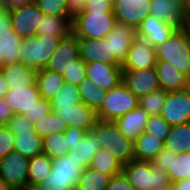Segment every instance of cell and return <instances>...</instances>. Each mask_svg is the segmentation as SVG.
Instances as JSON below:
<instances>
[{"mask_svg": "<svg viewBox=\"0 0 190 190\" xmlns=\"http://www.w3.org/2000/svg\"><path fill=\"white\" fill-rule=\"evenodd\" d=\"M84 170L72 156L53 159L51 173L34 188L37 190H76L81 172Z\"/></svg>", "mask_w": 190, "mask_h": 190, "instance_id": "3957f363", "label": "cell"}, {"mask_svg": "<svg viewBox=\"0 0 190 190\" xmlns=\"http://www.w3.org/2000/svg\"><path fill=\"white\" fill-rule=\"evenodd\" d=\"M79 57L85 63L102 62L106 64L120 65L110 55L109 42L106 39L78 38Z\"/></svg>", "mask_w": 190, "mask_h": 190, "instance_id": "44dd1931", "label": "cell"}, {"mask_svg": "<svg viewBox=\"0 0 190 190\" xmlns=\"http://www.w3.org/2000/svg\"><path fill=\"white\" fill-rule=\"evenodd\" d=\"M166 97L167 91L159 87L139 98L138 106L144 109L149 116L160 115Z\"/></svg>", "mask_w": 190, "mask_h": 190, "instance_id": "f35d334b", "label": "cell"}, {"mask_svg": "<svg viewBox=\"0 0 190 190\" xmlns=\"http://www.w3.org/2000/svg\"><path fill=\"white\" fill-rule=\"evenodd\" d=\"M164 147V142L150 133L143 132L134 140L136 160L151 162Z\"/></svg>", "mask_w": 190, "mask_h": 190, "instance_id": "83f0119b", "label": "cell"}, {"mask_svg": "<svg viewBox=\"0 0 190 190\" xmlns=\"http://www.w3.org/2000/svg\"><path fill=\"white\" fill-rule=\"evenodd\" d=\"M49 102L51 107H67L82 102L78 86L65 82L61 90Z\"/></svg>", "mask_w": 190, "mask_h": 190, "instance_id": "ab89813d", "label": "cell"}, {"mask_svg": "<svg viewBox=\"0 0 190 190\" xmlns=\"http://www.w3.org/2000/svg\"><path fill=\"white\" fill-rule=\"evenodd\" d=\"M65 82L79 85L86 78V63L79 58L76 65L72 66L63 74Z\"/></svg>", "mask_w": 190, "mask_h": 190, "instance_id": "7bdbcfd3", "label": "cell"}, {"mask_svg": "<svg viewBox=\"0 0 190 190\" xmlns=\"http://www.w3.org/2000/svg\"><path fill=\"white\" fill-rule=\"evenodd\" d=\"M98 141L99 139L96 134L92 130L88 131L79 142H76L73 147L70 148L67 155L72 156L86 169L90 167L92 158L101 149Z\"/></svg>", "mask_w": 190, "mask_h": 190, "instance_id": "484cf974", "label": "cell"}, {"mask_svg": "<svg viewBox=\"0 0 190 190\" xmlns=\"http://www.w3.org/2000/svg\"><path fill=\"white\" fill-rule=\"evenodd\" d=\"M90 168L109 176H115L122 172L123 165L110 152L100 149L92 158Z\"/></svg>", "mask_w": 190, "mask_h": 190, "instance_id": "e575fe53", "label": "cell"}, {"mask_svg": "<svg viewBox=\"0 0 190 190\" xmlns=\"http://www.w3.org/2000/svg\"><path fill=\"white\" fill-rule=\"evenodd\" d=\"M92 131L98 137L101 149L110 152L122 165L135 159L134 141L126 137L114 121L98 120Z\"/></svg>", "mask_w": 190, "mask_h": 190, "instance_id": "7a4b0ae2", "label": "cell"}, {"mask_svg": "<svg viewBox=\"0 0 190 190\" xmlns=\"http://www.w3.org/2000/svg\"><path fill=\"white\" fill-rule=\"evenodd\" d=\"M157 61H166L190 78V28H178L173 35L155 47Z\"/></svg>", "mask_w": 190, "mask_h": 190, "instance_id": "6da1fadb", "label": "cell"}, {"mask_svg": "<svg viewBox=\"0 0 190 190\" xmlns=\"http://www.w3.org/2000/svg\"><path fill=\"white\" fill-rule=\"evenodd\" d=\"M29 158L13 151L0 159V178L14 190L27 187Z\"/></svg>", "mask_w": 190, "mask_h": 190, "instance_id": "9c48e42d", "label": "cell"}, {"mask_svg": "<svg viewBox=\"0 0 190 190\" xmlns=\"http://www.w3.org/2000/svg\"><path fill=\"white\" fill-rule=\"evenodd\" d=\"M122 83L138 99L160 87L156 68L122 70Z\"/></svg>", "mask_w": 190, "mask_h": 190, "instance_id": "9a60e30c", "label": "cell"}, {"mask_svg": "<svg viewBox=\"0 0 190 190\" xmlns=\"http://www.w3.org/2000/svg\"><path fill=\"white\" fill-rule=\"evenodd\" d=\"M40 99L41 94L37 84L14 88V90H10L5 96V100L14 115H23L25 112H29Z\"/></svg>", "mask_w": 190, "mask_h": 190, "instance_id": "7402d4cb", "label": "cell"}, {"mask_svg": "<svg viewBox=\"0 0 190 190\" xmlns=\"http://www.w3.org/2000/svg\"><path fill=\"white\" fill-rule=\"evenodd\" d=\"M22 40L17 33H0V67L20 62L19 50Z\"/></svg>", "mask_w": 190, "mask_h": 190, "instance_id": "f546056e", "label": "cell"}, {"mask_svg": "<svg viewBox=\"0 0 190 190\" xmlns=\"http://www.w3.org/2000/svg\"><path fill=\"white\" fill-rule=\"evenodd\" d=\"M10 91V85L7 80L4 78L2 69L0 67V97H5Z\"/></svg>", "mask_w": 190, "mask_h": 190, "instance_id": "11a10c76", "label": "cell"}, {"mask_svg": "<svg viewBox=\"0 0 190 190\" xmlns=\"http://www.w3.org/2000/svg\"><path fill=\"white\" fill-rule=\"evenodd\" d=\"M33 126L35 132L42 139L51 134L64 133L69 128L54 111L41 117Z\"/></svg>", "mask_w": 190, "mask_h": 190, "instance_id": "8d00e7d4", "label": "cell"}, {"mask_svg": "<svg viewBox=\"0 0 190 190\" xmlns=\"http://www.w3.org/2000/svg\"><path fill=\"white\" fill-rule=\"evenodd\" d=\"M167 173L171 183L190 178V151L176 155L170 150Z\"/></svg>", "mask_w": 190, "mask_h": 190, "instance_id": "836d02e7", "label": "cell"}, {"mask_svg": "<svg viewBox=\"0 0 190 190\" xmlns=\"http://www.w3.org/2000/svg\"><path fill=\"white\" fill-rule=\"evenodd\" d=\"M164 146L174 154L190 151V122L172 126Z\"/></svg>", "mask_w": 190, "mask_h": 190, "instance_id": "1f68e13d", "label": "cell"}, {"mask_svg": "<svg viewBox=\"0 0 190 190\" xmlns=\"http://www.w3.org/2000/svg\"><path fill=\"white\" fill-rule=\"evenodd\" d=\"M115 23L113 11H82L73 17L72 28L77 38L104 39Z\"/></svg>", "mask_w": 190, "mask_h": 190, "instance_id": "8992f818", "label": "cell"}, {"mask_svg": "<svg viewBox=\"0 0 190 190\" xmlns=\"http://www.w3.org/2000/svg\"><path fill=\"white\" fill-rule=\"evenodd\" d=\"M139 99L121 82L107 91L103 106L97 112L99 120L115 121L138 107Z\"/></svg>", "mask_w": 190, "mask_h": 190, "instance_id": "ba28073f", "label": "cell"}, {"mask_svg": "<svg viewBox=\"0 0 190 190\" xmlns=\"http://www.w3.org/2000/svg\"><path fill=\"white\" fill-rule=\"evenodd\" d=\"M157 56L155 48L145 40L136 38L130 45L122 70H141L155 68Z\"/></svg>", "mask_w": 190, "mask_h": 190, "instance_id": "d6986e66", "label": "cell"}, {"mask_svg": "<svg viewBox=\"0 0 190 190\" xmlns=\"http://www.w3.org/2000/svg\"><path fill=\"white\" fill-rule=\"evenodd\" d=\"M74 16L44 15L41 18L37 35H50L58 38L68 37L72 32V20Z\"/></svg>", "mask_w": 190, "mask_h": 190, "instance_id": "4316f807", "label": "cell"}, {"mask_svg": "<svg viewBox=\"0 0 190 190\" xmlns=\"http://www.w3.org/2000/svg\"><path fill=\"white\" fill-rule=\"evenodd\" d=\"M50 112H52L50 102L41 98L29 112H25L23 115L34 125L41 117L43 118Z\"/></svg>", "mask_w": 190, "mask_h": 190, "instance_id": "ee69618b", "label": "cell"}, {"mask_svg": "<svg viewBox=\"0 0 190 190\" xmlns=\"http://www.w3.org/2000/svg\"><path fill=\"white\" fill-rule=\"evenodd\" d=\"M137 38V30L134 27L116 22L108 36L110 55L122 66L126 60L128 50Z\"/></svg>", "mask_w": 190, "mask_h": 190, "instance_id": "e0dca14e", "label": "cell"}, {"mask_svg": "<svg viewBox=\"0 0 190 190\" xmlns=\"http://www.w3.org/2000/svg\"><path fill=\"white\" fill-rule=\"evenodd\" d=\"M160 115L171 127L189 123L190 87L167 92Z\"/></svg>", "mask_w": 190, "mask_h": 190, "instance_id": "8fae6325", "label": "cell"}, {"mask_svg": "<svg viewBox=\"0 0 190 190\" xmlns=\"http://www.w3.org/2000/svg\"><path fill=\"white\" fill-rule=\"evenodd\" d=\"M9 11L14 33H17L21 39L37 35L38 27H40L41 18L44 14L35 2L15 7Z\"/></svg>", "mask_w": 190, "mask_h": 190, "instance_id": "7c38bea8", "label": "cell"}, {"mask_svg": "<svg viewBox=\"0 0 190 190\" xmlns=\"http://www.w3.org/2000/svg\"><path fill=\"white\" fill-rule=\"evenodd\" d=\"M14 116L13 111L5 100V97H0V126L6 123Z\"/></svg>", "mask_w": 190, "mask_h": 190, "instance_id": "f907efd6", "label": "cell"}, {"mask_svg": "<svg viewBox=\"0 0 190 190\" xmlns=\"http://www.w3.org/2000/svg\"><path fill=\"white\" fill-rule=\"evenodd\" d=\"M170 161V150L165 146L158 153V155L151 161L152 165L155 166L158 170L168 172Z\"/></svg>", "mask_w": 190, "mask_h": 190, "instance_id": "c3c4849f", "label": "cell"}, {"mask_svg": "<svg viewBox=\"0 0 190 190\" xmlns=\"http://www.w3.org/2000/svg\"><path fill=\"white\" fill-rule=\"evenodd\" d=\"M156 71L160 87L165 91H176L190 87V78L166 61H157Z\"/></svg>", "mask_w": 190, "mask_h": 190, "instance_id": "603a6c76", "label": "cell"}, {"mask_svg": "<svg viewBox=\"0 0 190 190\" xmlns=\"http://www.w3.org/2000/svg\"><path fill=\"white\" fill-rule=\"evenodd\" d=\"M111 178L112 176L88 167L81 172L76 190H107Z\"/></svg>", "mask_w": 190, "mask_h": 190, "instance_id": "d590c367", "label": "cell"}, {"mask_svg": "<svg viewBox=\"0 0 190 190\" xmlns=\"http://www.w3.org/2000/svg\"><path fill=\"white\" fill-rule=\"evenodd\" d=\"M177 29V26L148 15L137 29V38L145 40L155 48L168 40Z\"/></svg>", "mask_w": 190, "mask_h": 190, "instance_id": "ac0fdd59", "label": "cell"}, {"mask_svg": "<svg viewBox=\"0 0 190 190\" xmlns=\"http://www.w3.org/2000/svg\"><path fill=\"white\" fill-rule=\"evenodd\" d=\"M114 0H84L83 11H113Z\"/></svg>", "mask_w": 190, "mask_h": 190, "instance_id": "bcb514c9", "label": "cell"}, {"mask_svg": "<svg viewBox=\"0 0 190 190\" xmlns=\"http://www.w3.org/2000/svg\"><path fill=\"white\" fill-rule=\"evenodd\" d=\"M43 153L52 159L67 155L69 142L64 133L51 134L42 139Z\"/></svg>", "mask_w": 190, "mask_h": 190, "instance_id": "74e56055", "label": "cell"}, {"mask_svg": "<svg viewBox=\"0 0 190 190\" xmlns=\"http://www.w3.org/2000/svg\"><path fill=\"white\" fill-rule=\"evenodd\" d=\"M32 2H34V0H1L3 8L9 10L15 7L31 4Z\"/></svg>", "mask_w": 190, "mask_h": 190, "instance_id": "db71d44e", "label": "cell"}, {"mask_svg": "<svg viewBox=\"0 0 190 190\" xmlns=\"http://www.w3.org/2000/svg\"><path fill=\"white\" fill-rule=\"evenodd\" d=\"M38 90L41 98L50 101L65 84L63 74L43 68L37 71Z\"/></svg>", "mask_w": 190, "mask_h": 190, "instance_id": "f1b7e54d", "label": "cell"}, {"mask_svg": "<svg viewBox=\"0 0 190 190\" xmlns=\"http://www.w3.org/2000/svg\"><path fill=\"white\" fill-rule=\"evenodd\" d=\"M44 15L73 16L67 5V0H34Z\"/></svg>", "mask_w": 190, "mask_h": 190, "instance_id": "60d3db41", "label": "cell"}, {"mask_svg": "<svg viewBox=\"0 0 190 190\" xmlns=\"http://www.w3.org/2000/svg\"><path fill=\"white\" fill-rule=\"evenodd\" d=\"M51 108L69 127H77L86 132L91 131L99 120L97 112L82 102L67 107Z\"/></svg>", "mask_w": 190, "mask_h": 190, "instance_id": "2e32d148", "label": "cell"}, {"mask_svg": "<svg viewBox=\"0 0 190 190\" xmlns=\"http://www.w3.org/2000/svg\"><path fill=\"white\" fill-rule=\"evenodd\" d=\"M61 39L50 35L23 39L19 50L20 62L36 71L47 68Z\"/></svg>", "mask_w": 190, "mask_h": 190, "instance_id": "5b68a950", "label": "cell"}, {"mask_svg": "<svg viewBox=\"0 0 190 190\" xmlns=\"http://www.w3.org/2000/svg\"><path fill=\"white\" fill-rule=\"evenodd\" d=\"M149 15L177 26L184 27L189 24V0H150Z\"/></svg>", "mask_w": 190, "mask_h": 190, "instance_id": "30bf717a", "label": "cell"}, {"mask_svg": "<svg viewBox=\"0 0 190 190\" xmlns=\"http://www.w3.org/2000/svg\"><path fill=\"white\" fill-rule=\"evenodd\" d=\"M150 0H114L113 14L116 22L134 27L136 30L149 15Z\"/></svg>", "mask_w": 190, "mask_h": 190, "instance_id": "5bb4252c", "label": "cell"}, {"mask_svg": "<svg viewBox=\"0 0 190 190\" xmlns=\"http://www.w3.org/2000/svg\"><path fill=\"white\" fill-rule=\"evenodd\" d=\"M53 159L41 153L29 160L27 186L35 187L41 180L51 173Z\"/></svg>", "mask_w": 190, "mask_h": 190, "instance_id": "d6a6232c", "label": "cell"}, {"mask_svg": "<svg viewBox=\"0 0 190 190\" xmlns=\"http://www.w3.org/2000/svg\"><path fill=\"white\" fill-rule=\"evenodd\" d=\"M86 77L101 89L108 91L122 82L121 65L102 62L86 63Z\"/></svg>", "mask_w": 190, "mask_h": 190, "instance_id": "ffe728a7", "label": "cell"}, {"mask_svg": "<svg viewBox=\"0 0 190 190\" xmlns=\"http://www.w3.org/2000/svg\"><path fill=\"white\" fill-rule=\"evenodd\" d=\"M148 118V113L138 106L134 110L117 118L114 122L126 137L134 141L145 131Z\"/></svg>", "mask_w": 190, "mask_h": 190, "instance_id": "cb8c5ba5", "label": "cell"}, {"mask_svg": "<svg viewBox=\"0 0 190 190\" xmlns=\"http://www.w3.org/2000/svg\"><path fill=\"white\" fill-rule=\"evenodd\" d=\"M174 190H190V178L171 183Z\"/></svg>", "mask_w": 190, "mask_h": 190, "instance_id": "9f6ffc18", "label": "cell"}, {"mask_svg": "<svg viewBox=\"0 0 190 190\" xmlns=\"http://www.w3.org/2000/svg\"><path fill=\"white\" fill-rule=\"evenodd\" d=\"M1 69L4 78L10 85V90L29 85H36L37 71L23 65L21 62L4 65Z\"/></svg>", "mask_w": 190, "mask_h": 190, "instance_id": "d4e9b609", "label": "cell"}, {"mask_svg": "<svg viewBox=\"0 0 190 190\" xmlns=\"http://www.w3.org/2000/svg\"><path fill=\"white\" fill-rule=\"evenodd\" d=\"M78 90L82 103L98 112L103 106L107 91L101 89L94 82L85 78L79 85Z\"/></svg>", "mask_w": 190, "mask_h": 190, "instance_id": "4dcf8cb0", "label": "cell"}, {"mask_svg": "<svg viewBox=\"0 0 190 190\" xmlns=\"http://www.w3.org/2000/svg\"><path fill=\"white\" fill-rule=\"evenodd\" d=\"M15 138L6 125L0 126V159L14 151Z\"/></svg>", "mask_w": 190, "mask_h": 190, "instance_id": "f6af8a7d", "label": "cell"}, {"mask_svg": "<svg viewBox=\"0 0 190 190\" xmlns=\"http://www.w3.org/2000/svg\"><path fill=\"white\" fill-rule=\"evenodd\" d=\"M3 4L0 3V12L3 10Z\"/></svg>", "mask_w": 190, "mask_h": 190, "instance_id": "94428289", "label": "cell"}, {"mask_svg": "<svg viewBox=\"0 0 190 190\" xmlns=\"http://www.w3.org/2000/svg\"><path fill=\"white\" fill-rule=\"evenodd\" d=\"M107 190H135L129 183L126 176L121 172L118 175L112 176Z\"/></svg>", "mask_w": 190, "mask_h": 190, "instance_id": "7dc6e473", "label": "cell"}, {"mask_svg": "<svg viewBox=\"0 0 190 190\" xmlns=\"http://www.w3.org/2000/svg\"><path fill=\"white\" fill-rule=\"evenodd\" d=\"M162 190H174V189H173L172 184H171L167 187H164Z\"/></svg>", "mask_w": 190, "mask_h": 190, "instance_id": "680465c9", "label": "cell"}, {"mask_svg": "<svg viewBox=\"0 0 190 190\" xmlns=\"http://www.w3.org/2000/svg\"><path fill=\"white\" fill-rule=\"evenodd\" d=\"M24 190H37V189L34 188V187H29V186H27Z\"/></svg>", "mask_w": 190, "mask_h": 190, "instance_id": "91938a15", "label": "cell"}, {"mask_svg": "<svg viewBox=\"0 0 190 190\" xmlns=\"http://www.w3.org/2000/svg\"><path fill=\"white\" fill-rule=\"evenodd\" d=\"M122 173L135 190H162L171 185L168 173L158 170L149 161L134 159L123 165Z\"/></svg>", "mask_w": 190, "mask_h": 190, "instance_id": "277c9868", "label": "cell"}, {"mask_svg": "<svg viewBox=\"0 0 190 190\" xmlns=\"http://www.w3.org/2000/svg\"><path fill=\"white\" fill-rule=\"evenodd\" d=\"M2 32H14L10 11L5 8L0 12V33Z\"/></svg>", "mask_w": 190, "mask_h": 190, "instance_id": "816d5d0a", "label": "cell"}, {"mask_svg": "<svg viewBox=\"0 0 190 190\" xmlns=\"http://www.w3.org/2000/svg\"><path fill=\"white\" fill-rule=\"evenodd\" d=\"M6 126L15 138L14 151L29 159L43 153L42 138L35 132L33 124L24 115H14Z\"/></svg>", "mask_w": 190, "mask_h": 190, "instance_id": "52a82bcc", "label": "cell"}, {"mask_svg": "<svg viewBox=\"0 0 190 190\" xmlns=\"http://www.w3.org/2000/svg\"><path fill=\"white\" fill-rule=\"evenodd\" d=\"M69 12L75 16L84 10V0H67Z\"/></svg>", "mask_w": 190, "mask_h": 190, "instance_id": "f5cc1de1", "label": "cell"}, {"mask_svg": "<svg viewBox=\"0 0 190 190\" xmlns=\"http://www.w3.org/2000/svg\"><path fill=\"white\" fill-rule=\"evenodd\" d=\"M170 129L171 126L162 118L161 115H153L149 116L144 132L154 135L165 143L166 137L170 133Z\"/></svg>", "mask_w": 190, "mask_h": 190, "instance_id": "b9f144b4", "label": "cell"}, {"mask_svg": "<svg viewBox=\"0 0 190 190\" xmlns=\"http://www.w3.org/2000/svg\"><path fill=\"white\" fill-rule=\"evenodd\" d=\"M0 190H14L0 178Z\"/></svg>", "mask_w": 190, "mask_h": 190, "instance_id": "6f0895ef", "label": "cell"}, {"mask_svg": "<svg viewBox=\"0 0 190 190\" xmlns=\"http://www.w3.org/2000/svg\"><path fill=\"white\" fill-rule=\"evenodd\" d=\"M79 58L78 38L72 32L68 37H64L59 41L47 69L59 74H64L72 66L76 65V61Z\"/></svg>", "mask_w": 190, "mask_h": 190, "instance_id": "4fadbf2b", "label": "cell"}, {"mask_svg": "<svg viewBox=\"0 0 190 190\" xmlns=\"http://www.w3.org/2000/svg\"><path fill=\"white\" fill-rule=\"evenodd\" d=\"M65 137L69 142V150L76 142H79L87 132L77 127H69L65 132Z\"/></svg>", "mask_w": 190, "mask_h": 190, "instance_id": "681fc988", "label": "cell"}]
</instances>
